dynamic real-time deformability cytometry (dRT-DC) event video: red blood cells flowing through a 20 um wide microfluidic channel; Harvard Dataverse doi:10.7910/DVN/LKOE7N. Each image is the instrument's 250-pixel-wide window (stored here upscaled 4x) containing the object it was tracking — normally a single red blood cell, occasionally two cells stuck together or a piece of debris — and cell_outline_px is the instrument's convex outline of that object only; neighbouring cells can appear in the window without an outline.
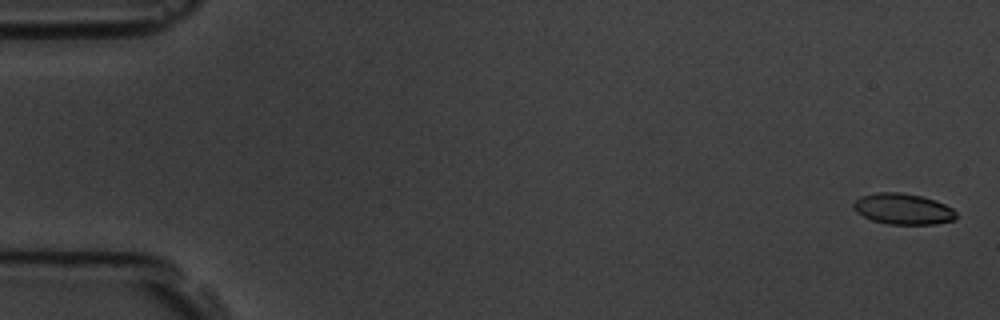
{"species": "common noctule bat (a hibernating species)", "species_latin": "Nyctalus noctula", "temperature_condition": "room temperature", "stored_images_in_passage": 4, "camera_frame_rate_fps": 3000, "um_per_image_px": 0.085, "animal": {"sex": "male", "body_mass_g": 19.5, "forearm_length_mm": 54.6}, "frame": {"image": 1, "passage_image": 1, "time_ms": 0.0, "image_size_px": [1000, 320], "cell_outline_px": [[956, 220], [936, 224], [888, 224], [872, 220], [856, 212], [852, 208], [852, 204], [860, 196], [876, 192], [900, 192], [920, 196], [936, 200], [952, 208], [956, 212]], "centroid_in_image_um": [76.75, 17.76], "position_along_channel_um": 8.3, "area_um2": 18.61}}